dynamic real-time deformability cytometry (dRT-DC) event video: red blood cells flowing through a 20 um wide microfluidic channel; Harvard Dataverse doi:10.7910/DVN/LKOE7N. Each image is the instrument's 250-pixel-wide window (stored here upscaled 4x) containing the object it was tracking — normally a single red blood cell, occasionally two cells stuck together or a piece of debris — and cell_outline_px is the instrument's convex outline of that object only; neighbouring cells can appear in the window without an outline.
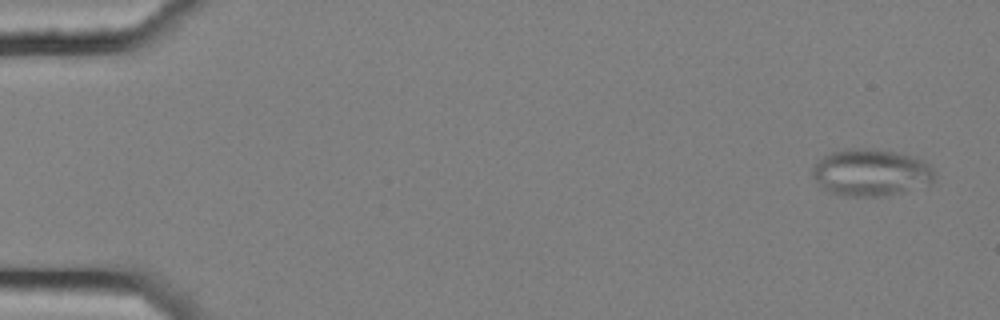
{"species": "common noctule bat (a hibernating species)", "species_latin": "Nyctalus noctula", "temperature_condition": "cold", "stored_images_in_passage": 13, "camera_frame_rate_fps": 3000, "um_per_image_px": 0.085, "animal": {"sex": "female", "body_mass_g": 25.1}, "frame": {"image": 1, "passage_image": 1, "time_ms": 0.0, "image_size_px": [1000, 320], "cell_outline_px": [[936, 176], [928, 184], [900, 192], [884, 196], [840, 196], [824, 192], [812, 176], [812, 164], [816, 160], [832, 152], [848, 148], [856, 148], [896, 152], [916, 156], [924, 160], [936, 172]], "centroid_in_image_um": [73.97, 14.67], "position_along_channel_um": 11.0, "area_um2": 33.81}}
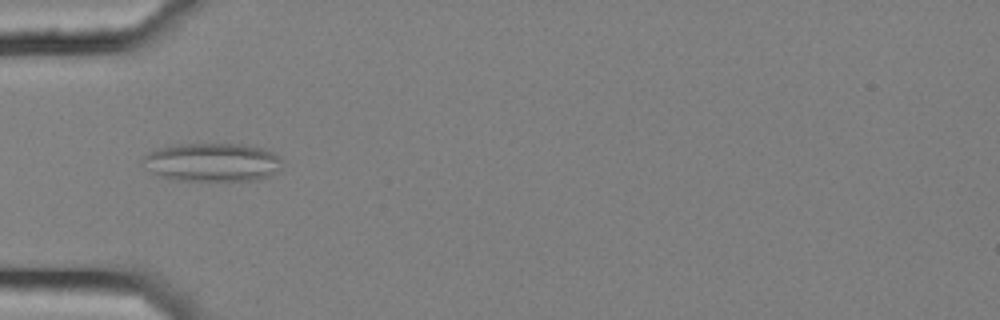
{"frame": {"image": 2, "passage_image": 4, "time_ms": 1.0, "image_size_px": [1000, 320], "cell_outline_px": [[280, 168], [276, 172], [268, 176], [256, 180], [176, 180], [160, 176], [140, 164], [144, 156], [148, 152], [160, 148], [180, 144], [240, 144], [264, 148], [280, 156]], "centroid_in_image_um": [18.03, 13.79], "position_along_channel_um": 67.0, "area_um2": 31.1}}